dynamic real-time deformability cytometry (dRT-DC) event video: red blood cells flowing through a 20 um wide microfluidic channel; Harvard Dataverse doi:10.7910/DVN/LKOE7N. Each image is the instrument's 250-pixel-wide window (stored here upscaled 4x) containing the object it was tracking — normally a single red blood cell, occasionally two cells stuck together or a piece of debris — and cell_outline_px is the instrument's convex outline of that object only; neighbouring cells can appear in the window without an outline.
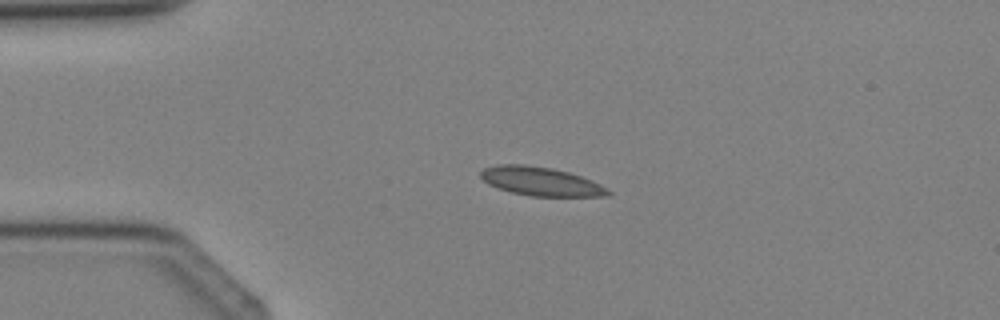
{"species": "Egyptian fruit bat (a non-hibernating species)", "species_latin": "Rousettus aegyptiacus", "temperature_condition": "cold", "stored_images_in_passage": 3, "camera_frame_rate_fps": 3000, "um_per_image_px": 0.085, "animal": {"sex": "female"}, "frame": {"image": 1, "passage_image": 2, "time_ms": 1.333, "image_size_px": [1000, 320], "cell_outline_px": [[612, 192], [608, 196], [532, 196], [512, 192], [488, 184], [480, 176], [480, 172], [484, 168], [496, 164], [524, 164], [552, 168], [568, 172], [592, 180], [608, 188]], "centroid_in_image_um": [45.98, 15.41], "position_along_channel_um": 39.0, "area_um2": 21.27}}